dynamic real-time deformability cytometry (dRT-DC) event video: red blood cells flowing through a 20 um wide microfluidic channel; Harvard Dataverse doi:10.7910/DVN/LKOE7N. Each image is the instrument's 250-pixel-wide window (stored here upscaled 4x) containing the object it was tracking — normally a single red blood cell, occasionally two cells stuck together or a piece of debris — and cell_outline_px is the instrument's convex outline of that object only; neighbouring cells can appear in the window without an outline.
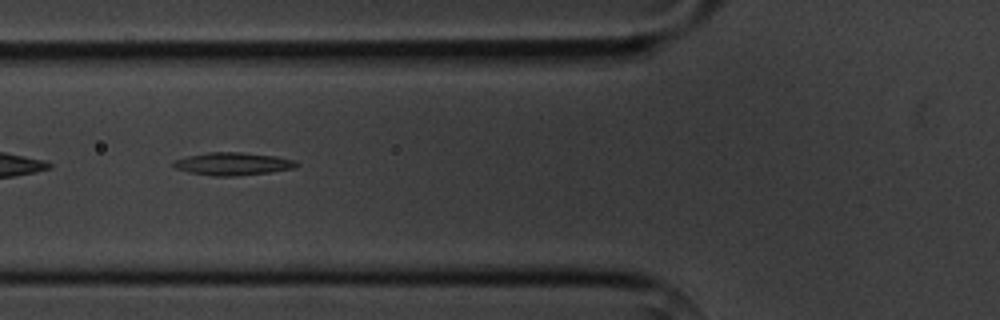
{"species": "common noctule bat (a hibernating species)", "species_latin": "Nyctalus noctula", "temperature_condition": "cold", "stored_images_in_passage": 7, "camera_frame_rate_fps": 3000, "um_per_image_px": 0.085, "animal": {"sex": "male", "body_mass_g": 20.1, "forearm_length_mm": 53.5}, "frame": {"image": 1, "passage_image": 5, "time_ms": 5.667, "image_size_px": [1000, 320], "cell_outline_px": [[300, 164], [296, 168], [268, 172], [236, 176], [212, 176], [188, 172], [176, 168], [172, 164], [172, 160], [188, 156], [208, 152], [240, 152], [276, 156], [296, 160]], "centroid_in_image_um": [19.8, 13.92], "position_along_channel_um": 106.0, "area_um2": 16.42}}
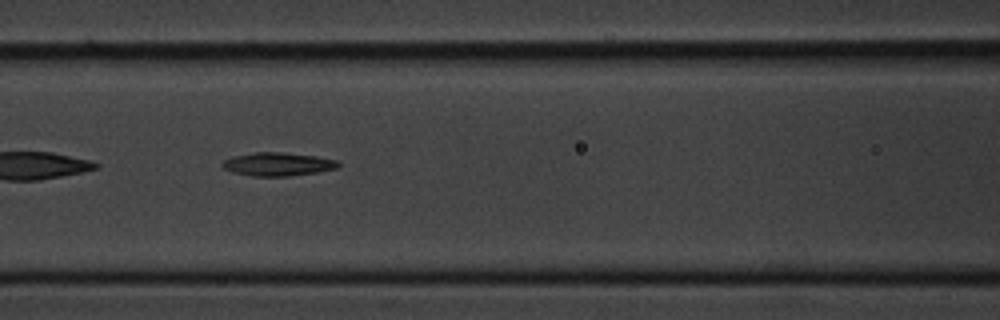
{"frame": {"image": 2, "passage_image": 6, "time_ms": 6.667, "image_size_px": [1000, 320], "cell_outline_px": [[340, 168], [316, 172], [288, 176], [252, 176], [232, 172], [224, 168], [220, 164], [224, 160], [232, 156], [252, 152], [284, 152], [316, 156], [336, 160], [340, 164]], "centroid_in_image_um": [23.6, 13.95], "position_along_channel_um": 143.0, "area_um2": 15.9}}